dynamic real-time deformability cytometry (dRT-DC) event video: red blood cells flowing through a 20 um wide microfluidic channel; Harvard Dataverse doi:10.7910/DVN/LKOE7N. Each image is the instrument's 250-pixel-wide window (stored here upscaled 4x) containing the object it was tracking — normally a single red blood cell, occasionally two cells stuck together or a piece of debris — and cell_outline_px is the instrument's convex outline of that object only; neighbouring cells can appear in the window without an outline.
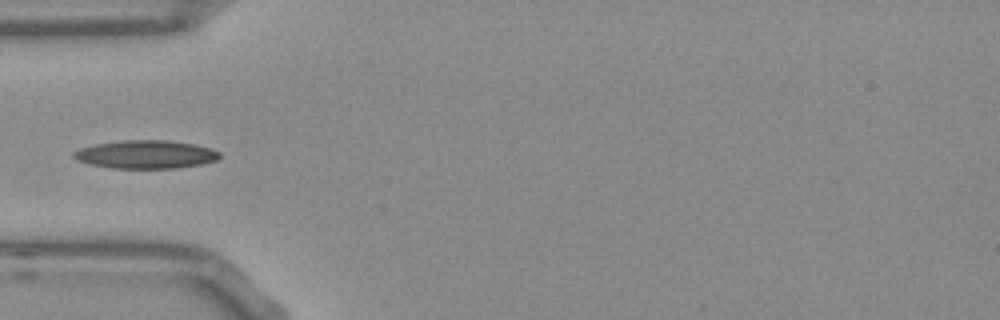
{"species": "Egyptian fruit bat (a non-hibernating species)", "species_latin": "Rousettus aegyptiacus", "temperature_condition": "room temperature", "stored_images_in_passage": 4, "camera_frame_rate_fps": 3000, "um_per_image_px": 0.085, "frame": {"image": 1, "passage_image": 1, "time_ms": 0.0, "image_size_px": [1000, 320], "cell_outline_px": [[220, 156], [216, 160], [200, 164], [180, 168], [112, 168], [92, 164], [76, 160], [72, 156], [72, 152], [80, 148], [96, 144], [124, 140], [164, 140], [192, 144], [212, 148], [220, 152]], "centroid_in_image_um": [12.38, 13.13], "position_along_channel_um": 72.6, "area_um2": 23.87}}